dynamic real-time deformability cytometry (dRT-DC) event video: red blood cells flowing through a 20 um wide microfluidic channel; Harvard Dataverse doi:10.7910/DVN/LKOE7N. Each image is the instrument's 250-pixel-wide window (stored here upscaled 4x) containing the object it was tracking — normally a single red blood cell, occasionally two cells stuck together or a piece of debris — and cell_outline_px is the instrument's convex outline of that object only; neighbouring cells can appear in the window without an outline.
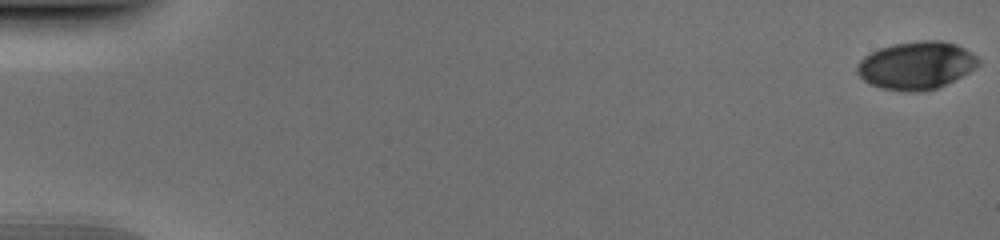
{"species": "human", "species_latin": "Homo sapiens", "temperature_condition": "cold", "stored_images_in_passage": 53, "camera_frame_rate_fps": 3000, "um_per_image_px": 0.085, "donor": {"sex": "male"}, "frame": {"image": 1, "passage_image": 1, "time_ms": 0.0, "image_size_px": [1000, 240], "cell_outline_px": [[980, 64], [968, 72], [936, 88], [924, 92], [908, 92], [880, 88], [864, 80], [856, 72], [856, 68], [860, 60], [864, 56], [880, 48], [892, 44], [924, 40], [940, 40], [956, 44], [964, 48], [976, 56], [980, 60]], "centroid_in_image_um": [77.87, 5.56], "position_along_channel_um": 7.1, "area_um2": 33.58}}
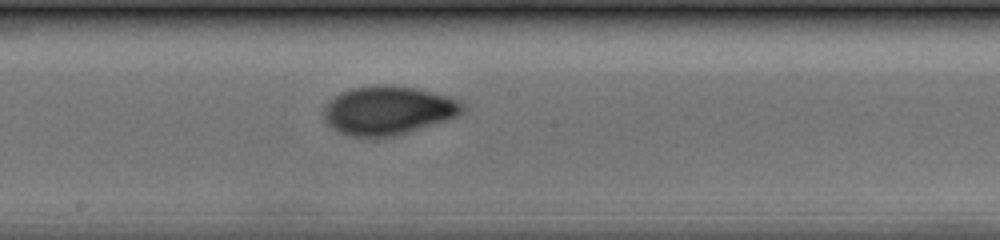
{"frame": {"image": 2, "passage_image": 30, "time_ms": 9.667, "image_size_px": [1000, 240], "cell_outline_px": [[464, 112], [456, 116], [444, 120], [392, 136], [348, 136], [336, 132], [324, 120], [320, 112], [328, 100], [340, 92], [352, 88], [372, 84], [392, 84], [416, 88], [452, 96], [464, 104]], "centroid_in_image_um": [32.92, 9.35], "position_along_channel_um": 215.3, "area_um2": 39.71}}
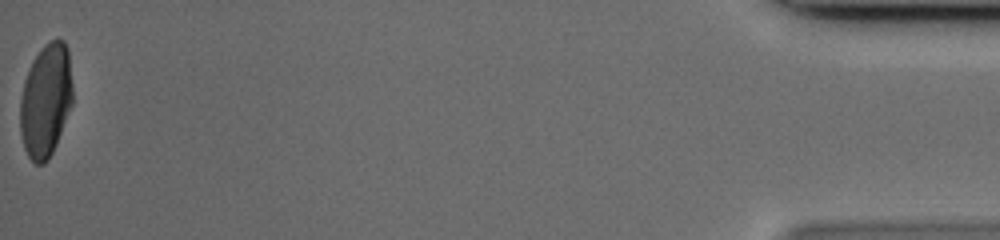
{"frame": {"image": 3, "passage_image": 53, "time_ms": 17.333, "image_size_px": [1000, 240], "cell_outline_px": [[72, 104], [56, 144], [48, 160], [44, 164], [36, 164], [28, 156], [24, 148], [20, 132], [20, 100], [24, 80], [32, 60], [40, 48], [48, 40], [64, 40], [68, 48], [72, 84]], "centroid_in_image_um": [3.88, 8.52], "position_along_channel_um": 431.3, "area_um2": 34.85}}